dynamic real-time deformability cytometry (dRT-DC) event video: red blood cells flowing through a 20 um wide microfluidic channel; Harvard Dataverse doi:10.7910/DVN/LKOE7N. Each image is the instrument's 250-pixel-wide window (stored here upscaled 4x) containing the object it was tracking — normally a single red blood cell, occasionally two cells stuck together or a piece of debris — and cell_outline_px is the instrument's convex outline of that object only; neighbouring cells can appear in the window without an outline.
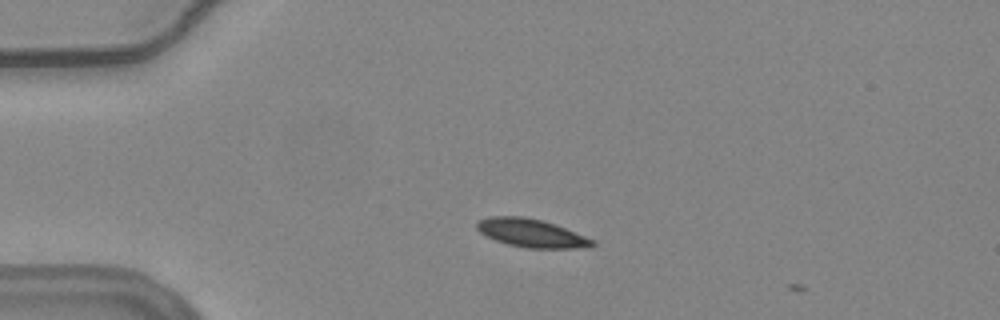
{"species": "common noctule bat (a hibernating species)", "species_latin": "Nyctalus noctula", "temperature_condition": "warm", "stored_images_in_passage": 5, "camera_frame_rate_fps": 3000, "um_per_image_px": 0.085, "animal": {"sex": "female", "body_mass_g": 24.6, "forearm_length_mm": 56.2}, "frame": {"image": 1, "passage_image": 3, "time_ms": 0.667, "image_size_px": [1000, 320], "cell_outline_px": [[596, 244], [576, 248], [528, 248], [508, 244], [496, 240], [480, 232], [476, 228], [476, 224], [480, 220], [492, 216], [524, 216], [540, 220], [564, 228], [596, 240]], "centroid_in_image_um": [45.15, 19.81], "position_along_channel_um": 39.8, "area_um2": 18.61}}